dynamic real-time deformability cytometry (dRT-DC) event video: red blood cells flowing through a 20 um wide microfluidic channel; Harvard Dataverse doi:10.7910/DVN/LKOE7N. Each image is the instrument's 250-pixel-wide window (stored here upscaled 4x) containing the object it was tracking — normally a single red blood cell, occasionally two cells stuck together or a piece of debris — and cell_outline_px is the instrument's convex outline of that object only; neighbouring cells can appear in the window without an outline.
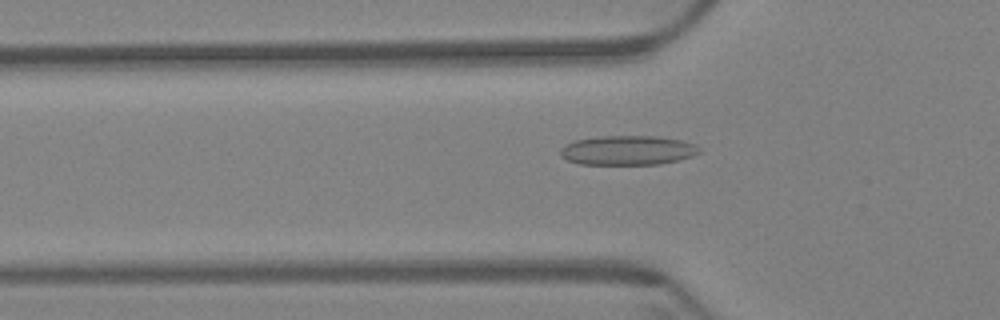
{"species": "Egyptian fruit bat (a non-hibernating species)", "species_latin": "Rousettus aegyptiacus", "temperature_condition": "warm", "stored_images_in_passage": 60, "camera_frame_rate_fps": 3000, "um_per_image_px": 0.085, "animal": {"sex": "female"}, "frame": {"image": 1, "passage_image": 20, "time_ms": 6.333, "image_size_px": [1000, 320], "cell_outline_px": [[700, 152], [692, 156], [660, 164], [580, 164], [568, 160], [560, 156], [560, 148], [576, 140], [600, 136], [656, 136], [680, 140], [696, 144], [700, 148]], "centroid_in_image_um": [53.36, 12.77], "position_along_channel_um": 72.4, "area_um2": 23.7}}
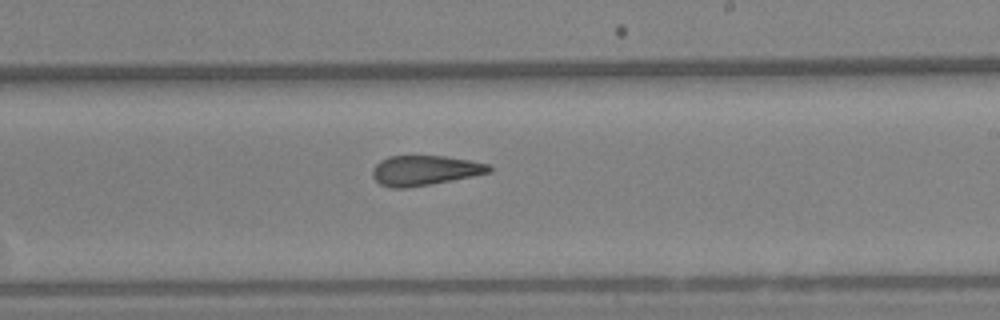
{"frame": {"image": 2, "passage_image": 36, "time_ms": 11.667, "image_size_px": [1000, 320], "cell_outline_px": [[492, 172], [472, 176], [428, 184], [404, 188], [392, 188], [380, 184], [372, 176], [372, 172], [376, 164], [380, 160], [388, 156], [444, 156], [468, 160], [488, 164], [492, 168]], "centroid_in_image_um": [36.08, 14.48], "position_along_channel_um": 252.9, "area_um2": 20.06}}
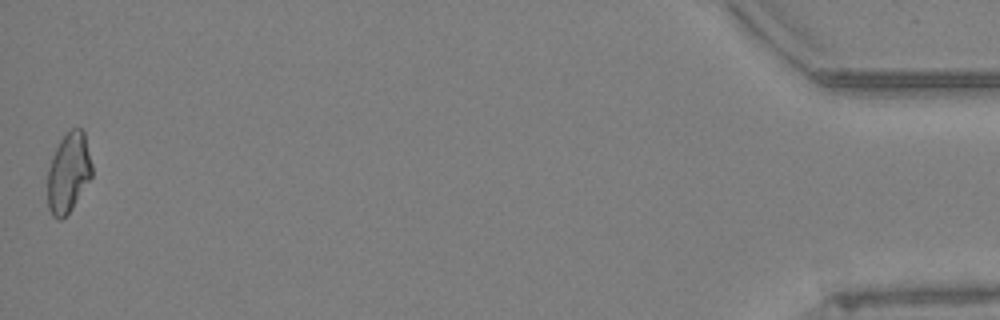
{"frame": {"image": 3, "passage_image": 60, "time_ms": 19.667, "image_size_px": [1000, 320], "cell_outline_px": [[92, 176], [72, 208], [60, 220], [56, 220], [52, 216], [48, 208], [48, 168], [52, 156], [60, 140], [72, 128], [80, 128], [84, 132], [92, 164]], "centroid_in_image_um": [5.81, 14.69], "position_along_channel_um": 429.4, "area_um2": 20.52}, "authors_computed_cell_mechanics": {"area_um2": 21.3282, "velocity_mm_per_s": 3.3934, "shape_relaxation_time_tau1_ms": null, "shape_relaxation_time_tau2_ms": 3.3395, "deformation_change_tau1": null, "deformation_change_tau2": 0.1273}}